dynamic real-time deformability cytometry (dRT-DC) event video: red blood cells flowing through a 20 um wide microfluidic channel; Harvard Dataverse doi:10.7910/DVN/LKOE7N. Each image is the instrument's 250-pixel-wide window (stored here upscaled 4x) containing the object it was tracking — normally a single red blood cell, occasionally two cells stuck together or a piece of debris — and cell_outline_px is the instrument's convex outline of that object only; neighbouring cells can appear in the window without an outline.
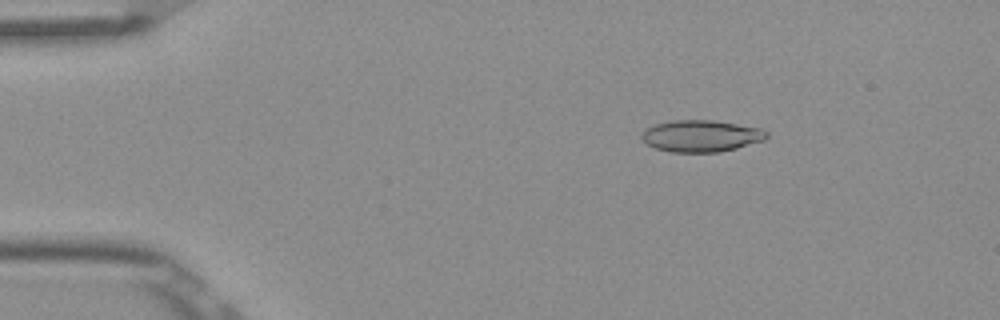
{"species": "Egyptian fruit bat (a non-hibernating species)", "species_latin": "Rousettus aegyptiacus", "temperature_condition": "room temperature", "stored_images_in_passage": 10, "camera_frame_rate_fps": 3000, "um_per_image_px": 0.085, "frame": {"image": 1, "passage_image": 4, "time_ms": 1.0, "image_size_px": [1000, 320], "cell_outline_px": [[768, 136], [764, 140], [736, 148], [720, 152], [672, 152], [656, 148], [648, 144], [640, 136], [640, 132], [644, 128], [656, 124], [672, 120], [712, 120], [760, 128], [768, 132]], "centroid_in_image_um": [59.57, 11.55], "position_along_channel_um": 25.4, "area_um2": 23.06}}